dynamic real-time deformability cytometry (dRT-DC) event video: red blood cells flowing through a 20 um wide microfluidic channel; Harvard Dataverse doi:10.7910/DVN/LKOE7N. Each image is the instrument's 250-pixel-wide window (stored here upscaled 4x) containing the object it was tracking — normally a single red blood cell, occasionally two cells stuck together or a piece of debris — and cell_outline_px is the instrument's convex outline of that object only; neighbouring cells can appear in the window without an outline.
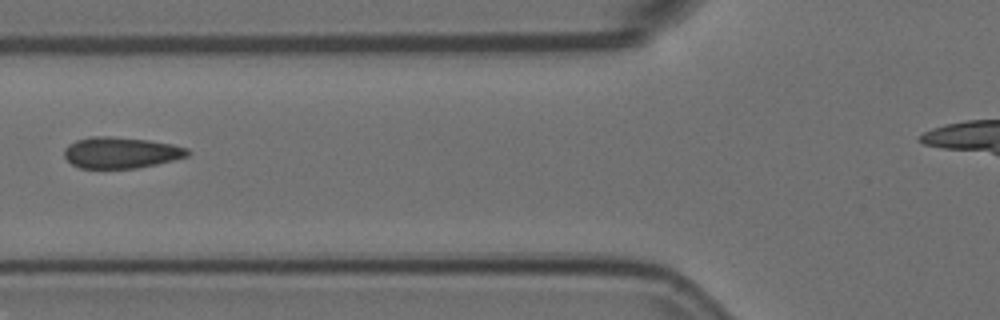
{"species": "Egyptian fruit bat (a non-hibernating species)", "species_latin": "Rousettus aegyptiacus", "temperature_condition": "room temperature", "stored_images_in_passage": 8, "camera_frame_rate_fps": 3000, "um_per_image_px": 0.085, "animal": {"sex": "female"}, "frame": {"image": 1, "passage_image": 5, "time_ms": 1.333, "image_size_px": [1000, 320], "cell_outline_px": [[192, 152], [188, 156], [156, 164], [136, 168], [80, 168], [72, 164], [64, 156], [64, 148], [68, 144], [76, 140], [88, 136], [108, 136], [148, 140], [172, 144], [188, 148]], "centroid_in_image_um": [10.27, 12.96], "position_along_channel_um": 115.5, "area_um2": 22.48}}
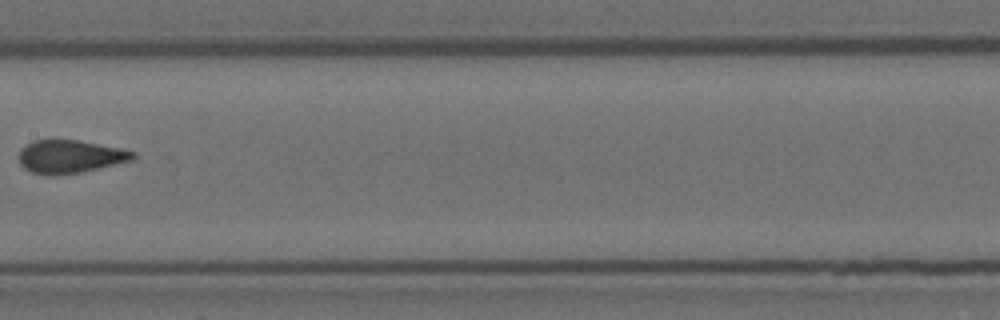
{"frame": {"image": 2, "passage_image": 7, "time_ms": 2.0, "image_size_px": [1000, 320], "cell_outline_px": [[136, 156], [132, 160], [80, 172], [56, 176], [48, 176], [32, 172], [24, 168], [20, 164], [20, 148], [36, 140], [76, 140], [120, 148], [136, 152]], "centroid_in_image_um": [5.94, 13.32], "position_along_channel_um": 201.5, "area_um2": 21.79}}
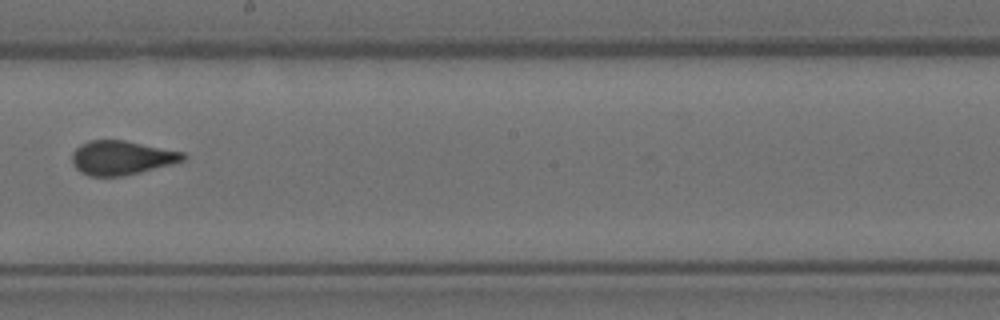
{"frame": {"image": 3, "passage_image": 8, "time_ms": 2.333, "image_size_px": [1000, 320], "cell_outline_px": [[188, 156], [184, 160], [172, 164], [124, 176], [88, 176], [80, 172], [72, 164], [72, 152], [80, 144], [92, 140], [124, 140], [184, 152]], "centroid_in_image_um": [10.32, 13.41], "position_along_channel_um": 237.9, "area_um2": 22.14}}